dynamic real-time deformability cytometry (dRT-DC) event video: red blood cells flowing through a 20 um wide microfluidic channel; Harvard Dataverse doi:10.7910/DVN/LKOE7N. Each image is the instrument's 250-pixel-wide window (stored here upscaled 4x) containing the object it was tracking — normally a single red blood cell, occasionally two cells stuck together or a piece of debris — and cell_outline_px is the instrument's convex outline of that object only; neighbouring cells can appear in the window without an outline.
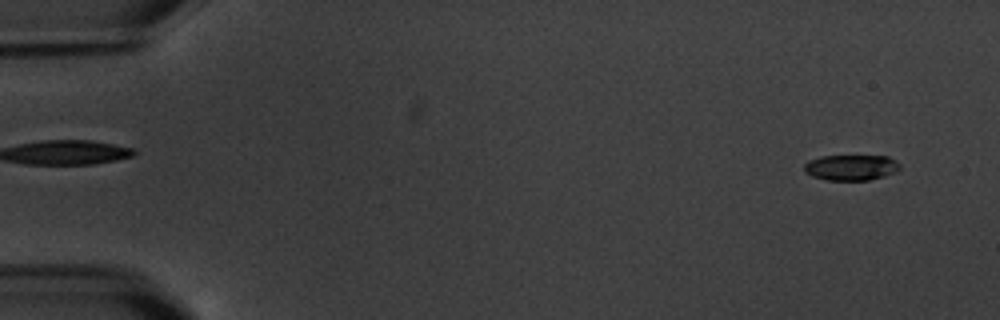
{"species": "common noctule bat (a hibernating species)", "species_latin": "Nyctalus noctula", "temperature_condition": "warm", "stored_images_in_passage": 6, "camera_frame_rate_fps": 3000, "um_per_image_px": 0.085, "animal": {"sex": "male", "body_mass_g": 20.1, "forearm_length_mm": 53.5}, "frame": {"image": 1, "passage_image": 1, "time_ms": 0.0, "image_size_px": [1000, 320], "cell_outline_px": [[900, 168], [896, 172], [884, 176], [868, 180], [828, 180], [812, 176], [804, 172], [804, 164], [808, 160], [820, 156], [888, 156], [900, 164]], "centroid_in_image_um": [72.32, 14.23], "position_along_channel_um": 12.7, "area_um2": 14.33}}
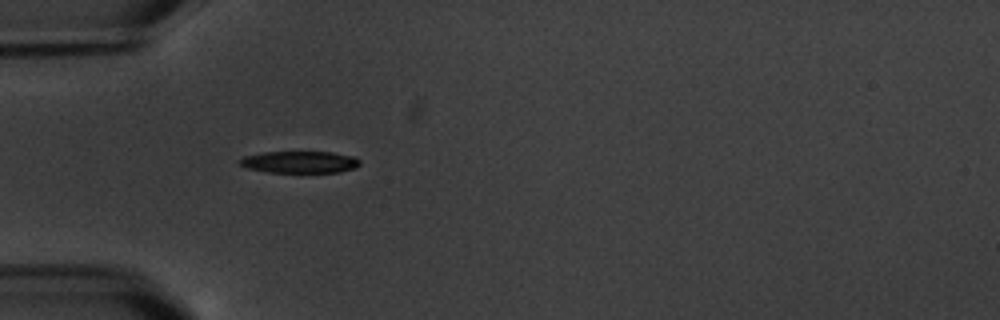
{"frame": {"image": 2, "passage_image": 5, "time_ms": 5.0, "image_size_px": [1000, 320], "cell_outline_px": [[360, 164], [356, 168], [340, 172], [268, 172], [248, 168], [240, 164], [236, 160], [244, 156], [264, 152], [332, 152], [352, 156], [360, 160]], "centroid_in_image_um": [25.48, 13.77], "position_along_channel_um": 59.5, "area_um2": 15.32}}